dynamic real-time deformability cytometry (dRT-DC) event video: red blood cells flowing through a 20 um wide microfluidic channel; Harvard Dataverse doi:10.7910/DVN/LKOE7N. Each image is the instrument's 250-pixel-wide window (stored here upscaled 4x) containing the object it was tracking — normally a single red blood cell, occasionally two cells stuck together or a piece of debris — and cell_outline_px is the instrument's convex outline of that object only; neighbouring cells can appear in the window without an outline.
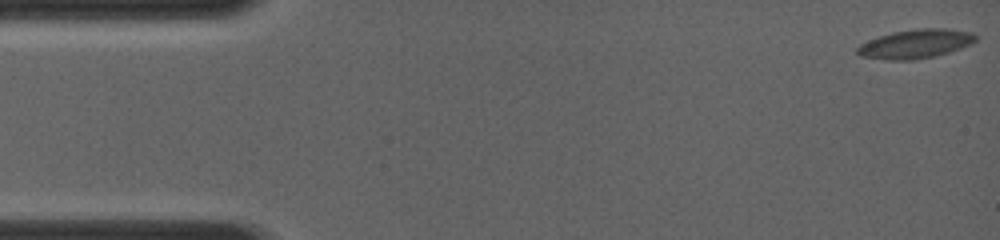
{"species": "common noctule bat (a hibernating species)", "species_latin": "Nyctalus noctula", "temperature_condition": "room temperature", "stored_images_in_passage": 66, "camera_frame_rate_fps": 4000, "um_per_image_px": 0.085, "animal": {"sex": "female", "body_mass_g": 19.0, "forearm_length_mm": 56.7}, "frame": {"image": 1, "passage_image": 1, "time_ms": 0.0, "image_size_px": [1000, 240], "cell_outline_px": [[976, 40], [972, 44], [948, 52], [932, 56], [912, 60], [888, 60], [860, 56], [856, 52], [856, 48], [860, 44], [880, 36], [892, 32], [916, 28], [948, 28], [972, 32], [976, 36]], "centroid_in_image_um": [77.82, 3.72], "position_along_channel_um": 7.2, "area_um2": 19.94}}
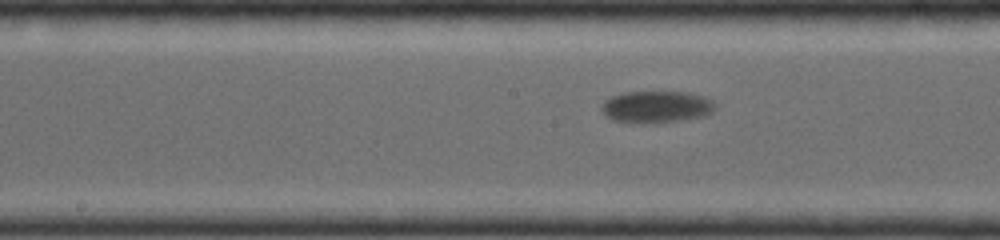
{"frame": {"image": 2, "passage_image": 36, "time_ms": 7.5, "image_size_px": [1000, 240], "cell_outline_px": [[716, 108], [712, 112], [704, 116], [680, 120], [616, 120], [604, 116], [600, 108], [600, 104], [604, 100], [612, 96], [624, 92], [688, 92], [704, 96], [712, 100], [716, 104]], "centroid_in_image_um": [55.82, 9.02], "position_along_channel_um": 192.4, "area_um2": 20.4}}
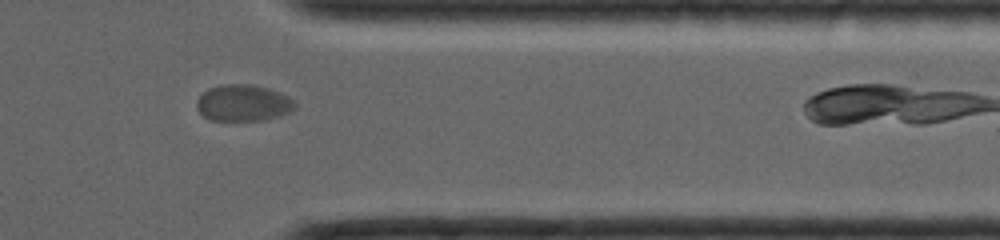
{"frame": {"image": 3, "passage_image": 60, "time_ms": 12.25, "image_size_px": [1000, 240], "cell_outline_px": [[296, 104], [288, 112], [276, 116], [260, 120], [212, 120], [204, 116], [196, 108], [196, 100], [208, 88], [224, 84], [252, 84], [268, 88], [280, 92], [288, 96]], "centroid_in_image_um": [20.63, 8.73], "position_along_channel_um": 390.8, "area_um2": 20.63}}